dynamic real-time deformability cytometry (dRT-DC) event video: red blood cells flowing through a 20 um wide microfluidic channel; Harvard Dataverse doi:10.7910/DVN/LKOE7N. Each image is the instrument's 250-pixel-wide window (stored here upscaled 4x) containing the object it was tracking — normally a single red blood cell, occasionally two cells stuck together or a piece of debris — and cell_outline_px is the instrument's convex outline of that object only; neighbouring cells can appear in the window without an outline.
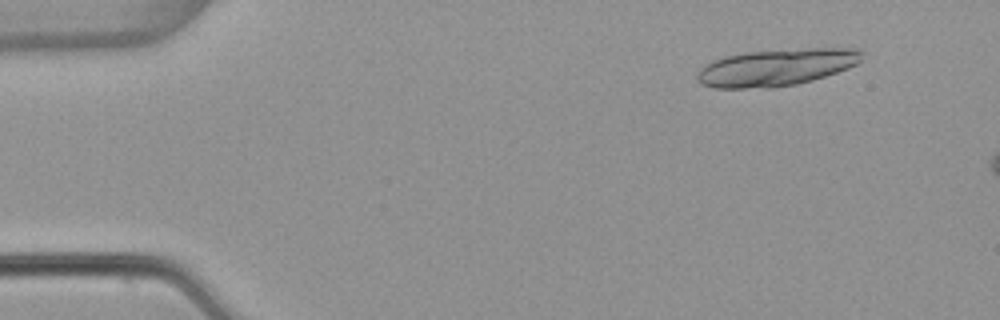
{"species": "common noctule bat (a hibernating species)", "species_latin": "Nyctalus noctula", "temperature_condition": "warm", "stored_images_in_passage": 15, "camera_frame_rate_fps": 3000, "um_per_image_px": 0.085, "animal": {"sex": "female", "body_mass_g": 22.7, "forearm_length_mm": 54.2}, "frame": {"image": 1, "passage_image": 5, "time_ms": 1.333, "image_size_px": [1000, 320], "cell_outline_px": [[864, 52], [860, 60], [856, 64], [848, 68], [812, 80], [796, 84], [772, 88], [712, 88], [700, 84], [696, 80], [696, 72], [704, 64], [712, 60], [724, 56], [744, 52], [808, 48], [860, 48]], "centroid_in_image_um": [65.93, 5.73], "position_along_channel_um": 19.1, "area_um2": 35.89}}